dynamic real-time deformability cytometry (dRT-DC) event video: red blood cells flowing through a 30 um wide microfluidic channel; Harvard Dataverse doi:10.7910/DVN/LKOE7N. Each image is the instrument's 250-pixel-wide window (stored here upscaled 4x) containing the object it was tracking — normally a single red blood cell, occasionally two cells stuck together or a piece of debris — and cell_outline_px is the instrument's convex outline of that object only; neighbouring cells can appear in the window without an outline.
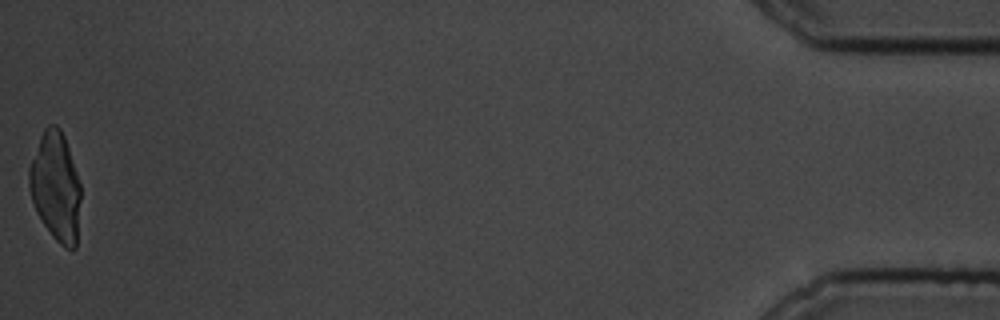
{"species": "common noctule bat (a hibernating species)", "species_latin": "Nyctalus noctula", "temperature_condition": "cold", "stored_images_in_passage": 58, "camera_frame_rate_fps": 3000, "um_per_image_px": 0.085, "animal": {"sex": "male", "body_mass_g": 19.5, "forearm_length_mm": 54.6}, "frame": {"image": 1, "passage_image": 58, "time_ms": 19.0, "image_size_px": [1000, 320], "cell_outline_px": [[80, 200], [76, 248], [64, 248], [52, 236], [36, 212], [32, 200], [28, 184], [28, 168], [40, 136], [44, 128], [48, 124], [56, 124], [60, 128], [64, 136], [80, 184]], "centroid_in_image_um": [4.71, 15.85], "position_along_channel_um": 430.5, "area_um2": 32.6}}